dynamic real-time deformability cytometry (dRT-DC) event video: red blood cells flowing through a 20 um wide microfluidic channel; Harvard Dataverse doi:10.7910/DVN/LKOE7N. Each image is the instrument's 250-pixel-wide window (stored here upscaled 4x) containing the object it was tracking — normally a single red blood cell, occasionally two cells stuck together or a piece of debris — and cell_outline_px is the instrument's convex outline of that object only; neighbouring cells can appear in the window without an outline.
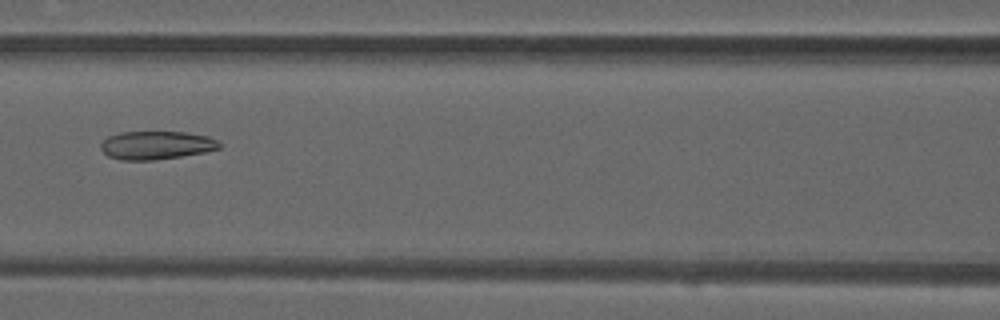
{"species": "common noctule bat (a hibernating species)", "species_latin": "Nyctalus noctula", "temperature_condition": "warm", "stored_images_in_passage": 42, "camera_frame_rate_fps": 3000, "um_per_image_px": 0.085, "animal": {"sex": "male", "forearm_length_mm": 52.5}, "frame": {"image": 1, "passage_image": 14, "time_ms": 4.333, "image_size_px": [1000, 320], "cell_outline_px": [[220, 148], [204, 152], [180, 156], [152, 160], [120, 160], [108, 156], [100, 148], [100, 144], [108, 136], [120, 132], [184, 132], [208, 136], [216, 140], [220, 144]], "centroid_in_image_um": [13.25, 12.34], "position_along_channel_um": 153.3, "area_um2": 19.42}}
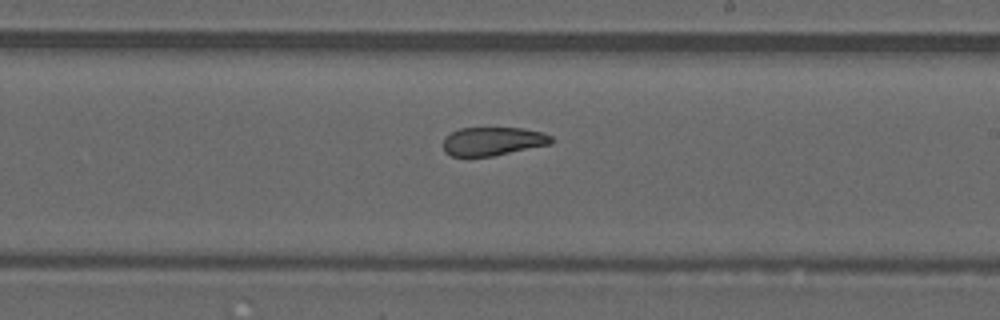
{"frame": {"image": 2, "passage_image": 21, "time_ms": 6.667, "image_size_px": [1000, 320], "cell_outline_px": [[552, 144], [492, 156], [452, 156], [444, 152], [444, 140], [452, 132], [460, 128], [524, 128], [544, 132], [552, 136]], "centroid_in_image_um": [41.94, 12.0], "position_along_channel_um": 247.1, "area_um2": 17.92}}
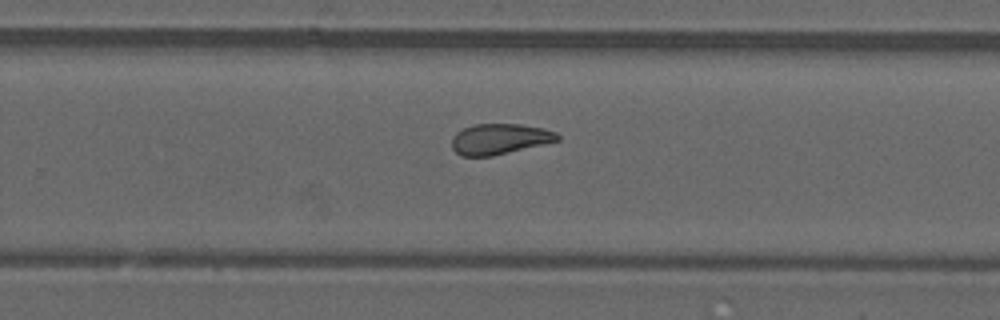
{"frame": {"image": 3, "passage_image": 24, "time_ms": 7.667, "image_size_px": [1000, 320], "cell_outline_px": [[560, 140], [492, 156], [460, 156], [452, 148], [452, 136], [456, 132], [472, 124], [520, 124], [544, 128], [556, 132], [560, 136]], "centroid_in_image_um": [42.45, 11.81], "position_along_channel_um": 287.3, "area_um2": 18.9}, "authors_computed_cell_mechanics": {"area_um2": 20.1433, "velocity_mm_per_s": 4.0391, "shape_relaxation_time_tau1_ms": null, "shape_relaxation_time_tau2_ms": 2.4137, "deformation_change_tau1": null, "deformation_change_tau2": 0.0938}}